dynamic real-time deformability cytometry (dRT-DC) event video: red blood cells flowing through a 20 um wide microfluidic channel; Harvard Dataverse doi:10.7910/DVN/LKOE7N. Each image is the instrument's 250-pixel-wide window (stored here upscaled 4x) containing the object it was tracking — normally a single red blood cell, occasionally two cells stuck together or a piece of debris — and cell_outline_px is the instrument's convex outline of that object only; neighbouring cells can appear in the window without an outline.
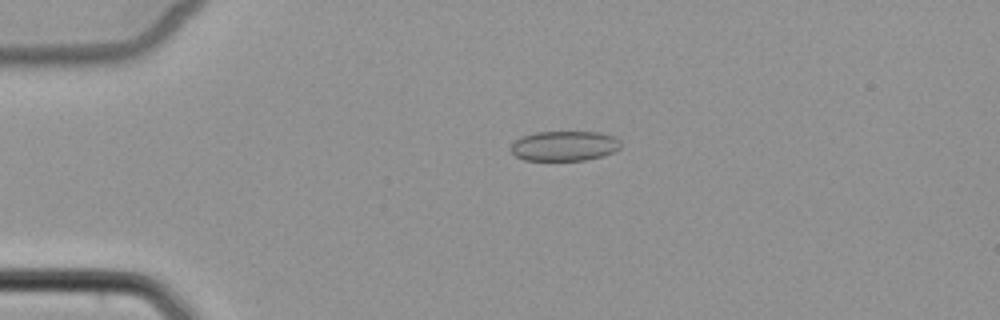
{"species": "common noctule bat (a hibernating species)", "species_latin": "Nyctalus noctula", "temperature_condition": "cold", "stored_images_in_passage": 4, "camera_frame_rate_fps": 3000, "um_per_image_px": 0.085, "animal": {"sex": "female", "body_mass_g": 22.7, "forearm_length_mm": 54.2}, "frame": {"image": 1, "passage_image": 3, "time_ms": 3.333, "image_size_px": [1000, 320], "cell_outline_px": [[620, 148], [604, 156], [584, 160], [524, 160], [516, 156], [508, 148], [516, 140], [524, 136], [536, 132], [600, 132], [616, 136], [620, 140]], "centroid_in_image_um": [47.99, 12.4], "position_along_channel_um": 37.0, "area_um2": 19.25}}